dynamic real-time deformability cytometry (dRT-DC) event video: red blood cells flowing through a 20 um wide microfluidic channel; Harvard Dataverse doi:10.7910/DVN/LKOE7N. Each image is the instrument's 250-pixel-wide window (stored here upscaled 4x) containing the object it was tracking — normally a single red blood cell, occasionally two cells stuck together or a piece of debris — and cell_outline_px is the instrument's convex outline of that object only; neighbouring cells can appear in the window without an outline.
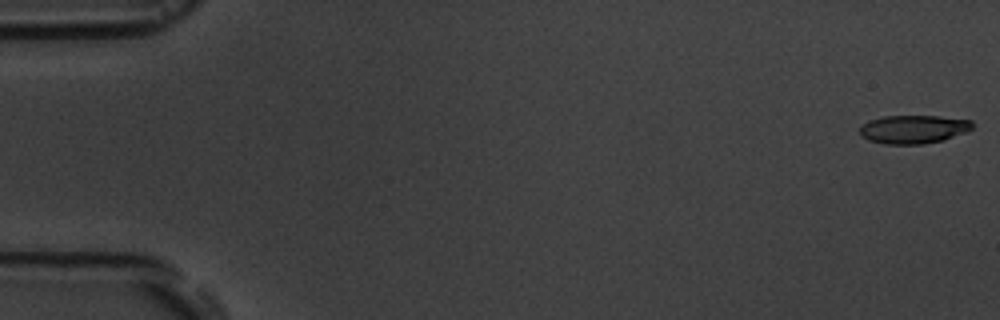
{"species": "common noctule bat (a hibernating species)", "species_latin": "Nyctalus noctula", "temperature_condition": "room temperature", "stored_images_in_passage": 6, "camera_frame_rate_fps": 3000, "um_per_image_px": 0.085, "animal": {"sex": "male", "body_mass_g": 19.5, "forearm_length_mm": 54.6}, "frame": {"image": 1, "passage_image": 1, "time_ms": 0.0, "image_size_px": [1000, 320], "cell_outline_px": [[972, 128], [968, 132], [944, 140], [920, 144], [884, 144], [868, 140], [860, 136], [860, 128], [868, 120], [884, 116], [940, 116], [972, 120]], "centroid_in_image_um": [77.65, 10.99], "position_along_channel_um": 7.3, "area_um2": 18.79}}
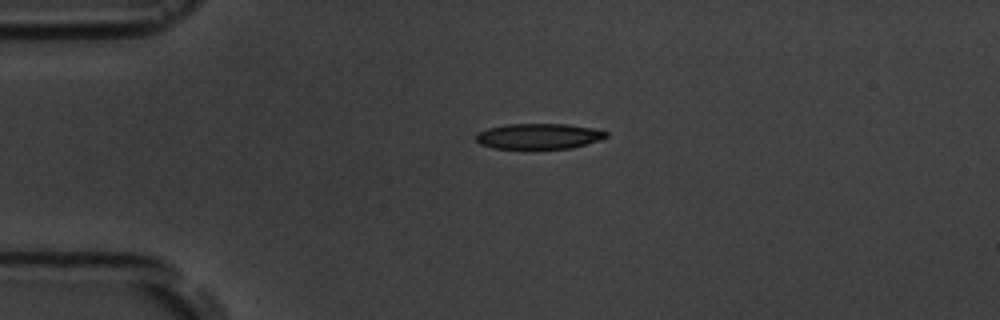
{"frame": {"image": 2, "passage_image": 4, "time_ms": 4.0, "image_size_px": [1000, 320], "cell_outline_px": [[608, 136], [600, 140], [572, 148], [492, 148], [480, 144], [476, 140], [476, 132], [488, 128], [508, 124], [568, 124], [596, 128], [608, 132]], "centroid_in_image_um": [45.81, 11.57], "position_along_channel_um": 39.2, "area_um2": 19.42}}
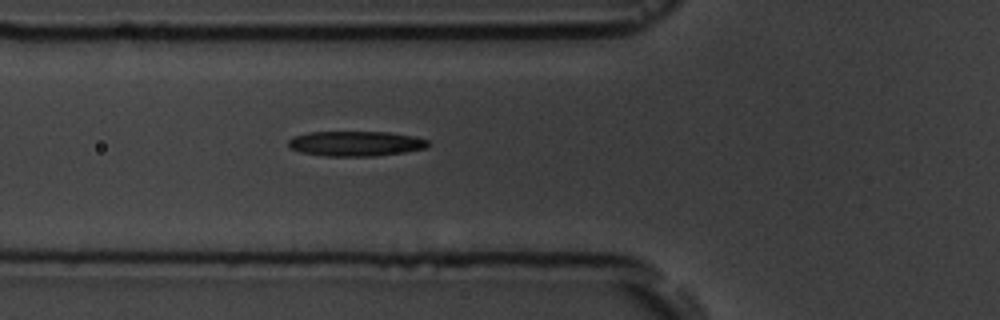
{"frame": {"image": 3, "passage_image": 6, "time_ms": 6.333, "image_size_px": [1000, 320], "cell_outline_px": [[428, 148], [404, 152], [376, 156], [324, 156], [300, 152], [288, 148], [288, 140], [292, 136], [308, 132], [388, 132], [412, 136], [428, 140]], "centroid_in_image_um": [30.18, 12.21], "position_along_channel_um": 95.6, "area_um2": 20.52}}